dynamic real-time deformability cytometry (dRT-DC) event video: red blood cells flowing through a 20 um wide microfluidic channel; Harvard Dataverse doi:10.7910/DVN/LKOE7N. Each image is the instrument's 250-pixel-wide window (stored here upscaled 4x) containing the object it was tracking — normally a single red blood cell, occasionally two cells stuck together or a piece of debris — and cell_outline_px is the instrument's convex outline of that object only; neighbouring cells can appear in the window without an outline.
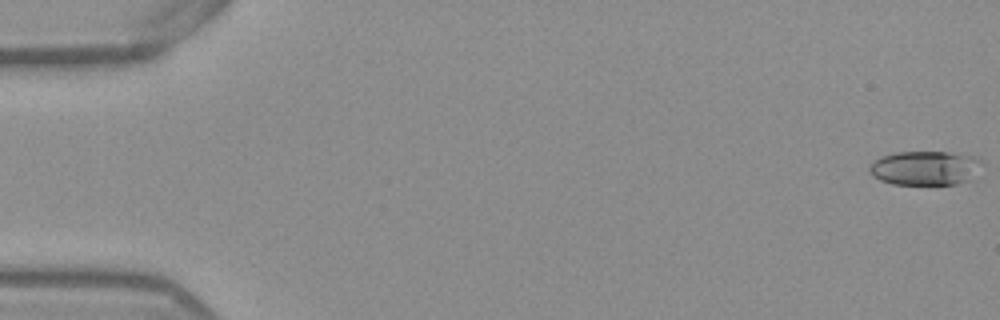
{"species": "Egyptian fruit bat (a non-hibernating species)", "species_latin": "Rousettus aegyptiacus", "temperature_condition": "warm", "stored_images_in_passage": 53, "camera_frame_rate_fps": 3000, "um_per_image_px": 0.085, "frame": {"image": 1, "passage_image": 1, "time_ms": 0.0, "image_size_px": [1000, 320], "cell_outline_px": [[984, 164], [968, 180], [956, 184], [892, 184], [880, 180], [872, 176], [868, 172], [868, 168], [876, 160], [884, 156], [896, 152], [948, 152], [976, 156]], "centroid_in_image_um": [78.64, 14.28], "position_along_channel_um": 6.4, "area_um2": 22.37}}
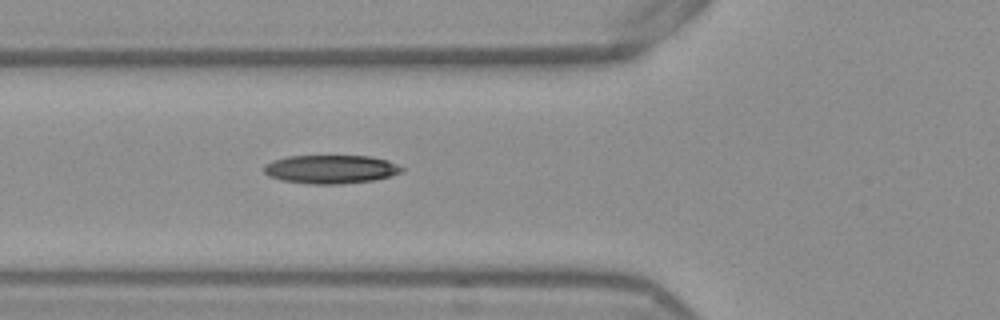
{"frame": {"image": 2, "passage_image": 20, "time_ms": 6.333, "image_size_px": [1000, 320], "cell_outline_px": [[404, 168], [400, 172], [388, 176], [372, 180], [340, 184], [312, 184], [284, 180], [268, 176], [264, 172], [264, 164], [272, 160], [288, 156], [372, 156], [388, 160]], "centroid_in_image_um": [28.08, 14.37], "position_along_channel_um": 97.7, "area_um2": 22.77}}
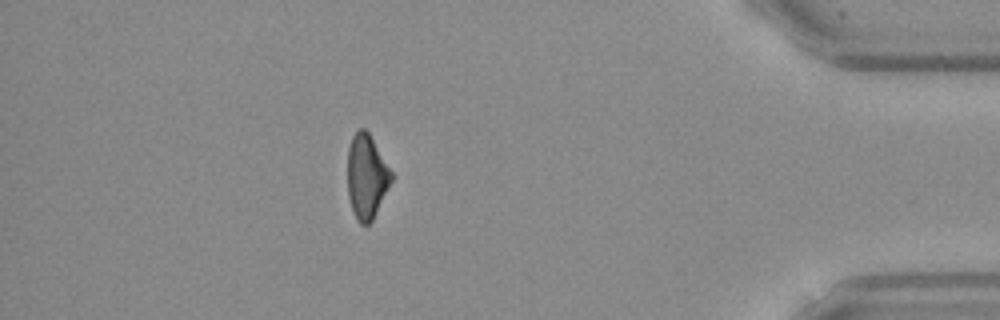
{"frame": {"image": 3, "passage_image": 47, "time_ms": 15.333, "image_size_px": [1000, 320], "cell_outline_px": [[396, 176], [372, 220], [368, 224], [360, 224], [356, 220], [348, 196], [348, 148], [352, 136], [360, 128], [364, 128], [368, 132]], "centroid_in_image_um": [31.19, 15.01], "position_along_channel_um": 404.0, "area_um2": 21.79}, "authors_computed_cell_mechanics": {"area_um2": 22.4264, "velocity_mm_per_s": 3.8937, "shape_relaxation_time_tau1_ms": 4.6236, "shape_relaxation_time_tau2_ms": null, "deformation_change_tau1": 0.147, "deformation_change_tau2": null}}